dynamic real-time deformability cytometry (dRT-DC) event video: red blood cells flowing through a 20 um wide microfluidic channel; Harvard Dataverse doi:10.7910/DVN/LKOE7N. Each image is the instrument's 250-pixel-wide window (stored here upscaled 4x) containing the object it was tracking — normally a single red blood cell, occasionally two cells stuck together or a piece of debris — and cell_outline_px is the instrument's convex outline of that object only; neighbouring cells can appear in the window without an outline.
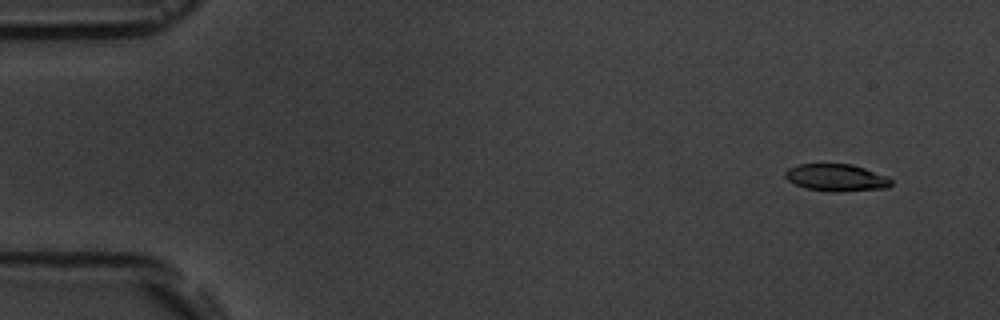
{"species": "common noctule bat (a hibernating species)", "species_latin": "Nyctalus noctula", "temperature_condition": "room temperature", "stored_images_in_passage": 17, "camera_frame_rate_fps": 3000, "um_per_image_px": 0.085, "animal": {"sex": "male", "body_mass_g": 19.5, "forearm_length_mm": 54.6}, "frame": {"image": 1, "passage_image": 2, "time_ms": 1.333, "image_size_px": [1000, 320], "cell_outline_px": [[892, 184], [888, 188], [844, 192], [828, 192], [804, 188], [788, 180], [784, 176], [784, 172], [788, 168], [796, 164], [852, 164], [888, 176], [892, 180]], "centroid_in_image_um": [71.09, 15.11], "position_along_channel_um": 13.9, "area_um2": 17.11}}
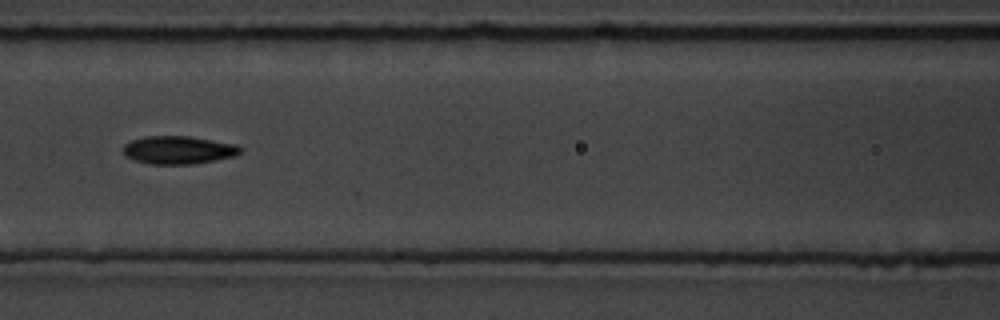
{"frame": {"image": 2, "passage_image": 8, "time_ms": 8.333, "image_size_px": [1000, 320], "cell_outline_px": [[240, 152], [236, 156], [192, 164], [152, 164], [132, 160], [124, 156], [124, 144], [132, 140], [144, 136], [188, 136], [236, 144], [240, 148]], "centroid_in_image_um": [15.13, 12.75], "position_along_channel_um": 151.5, "area_um2": 19.07}}
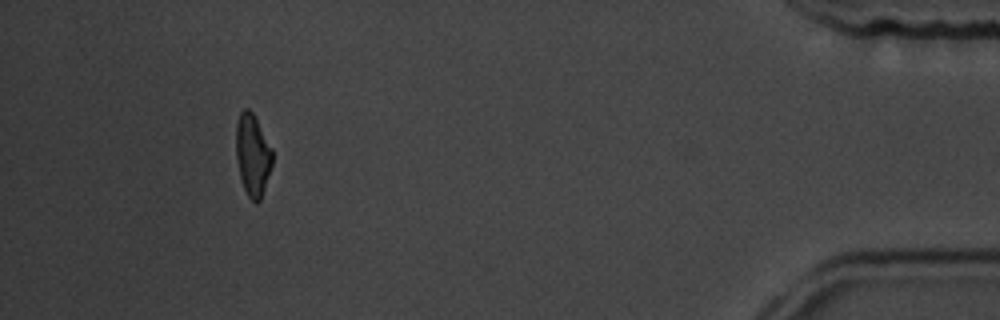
{"frame": {"image": 3, "passage_image": 16, "time_ms": 17.333, "image_size_px": [1000, 320], "cell_outline_px": [[272, 164], [260, 200], [256, 204], [248, 196], [244, 188], [240, 176], [236, 156], [236, 124], [240, 112], [244, 108], [248, 108], [252, 112], [272, 148]], "centroid_in_image_um": [21.46, 13.16], "position_along_channel_um": 413.7, "area_um2": 17.11}, "authors_computed_cell_mechanics": {"area_um2": 18.207, "velocity_mm_per_s": 3.6336, "shape_relaxation_time_tau1_ms": 3.9225, "shape_relaxation_time_tau2_ms": 2.1327, "deformation_change_tau1": 0.1195, "deformation_change_tau2": 0.0836}}